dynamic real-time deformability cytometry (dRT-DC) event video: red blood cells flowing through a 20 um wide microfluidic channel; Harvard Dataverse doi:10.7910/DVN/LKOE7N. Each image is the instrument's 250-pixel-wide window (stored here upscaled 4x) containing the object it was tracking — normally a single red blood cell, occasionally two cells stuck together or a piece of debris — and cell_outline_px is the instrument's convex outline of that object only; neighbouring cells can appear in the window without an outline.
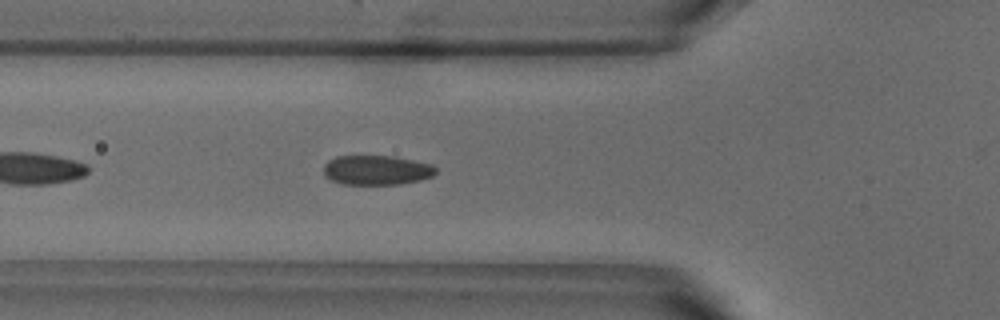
{"species": "common noctule bat (a hibernating species)", "species_latin": "Nyctalus noctula", "temperature_condition": "warm", "stored_images_in_passage": 39, "camera_frame_rate_fps": 3000, "um_per_image_px": 0.085, "animal": {"sex": "male", "body_mass_g": 18.8}, "frame": {"image": 1, "passage_image": 6, "time_ms": 1.667, "image_size_px": [1000, 320], "cell_outline_px": [[436, 172], [432, 176], [420, 180], [400, 184], [344, 184], [332, 180], [324, 176], [324, 164], [328, 160], [336, 156], [396, 156], [432, 164], [436, 168]], "centroid_in_image_um": [32.01, 14.45], "position_along_channel_um": 93.8, "area_um2": 19.42}, "authors_computed_cell_mechanics": {"area_um2": 19.7676, "velocity_mm_per_s": 3.7869, "shape_relaxation_time_tau1_ms": 3.7773, "shape_relaxation_time_tau2_ms": null, "deformation_change_tau1": 0.1083, "deformation_change_tau2": null}}